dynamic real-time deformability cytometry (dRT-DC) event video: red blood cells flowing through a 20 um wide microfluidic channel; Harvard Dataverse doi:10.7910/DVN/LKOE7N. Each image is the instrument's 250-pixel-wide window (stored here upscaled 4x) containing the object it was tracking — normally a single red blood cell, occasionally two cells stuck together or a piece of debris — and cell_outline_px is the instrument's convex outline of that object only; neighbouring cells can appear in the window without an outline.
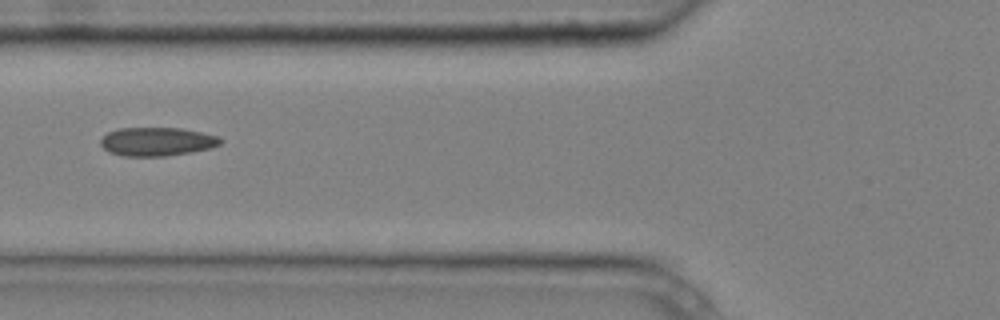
{"species": "common noctule bat (a hibernating species)", "species_latin": "Nyctalus noctula", "temperature_condition": "cold", "stored_images_in_passage": 8, "camera_frame_rate_fps": 3000, "um_per_image_px": 0.085, "animal": {"sex": "male", "body_mass_g": 20.4}, "frame": {"image": 1, "passage_image": 5, "time_ms": 1.333, "image_size_px": [1000, 320], "cell_outline_px": [[224, 140], [220, 144], [212, 148], [192, 152], [164, 156], [124, 156], [108, 152], [100, 144], [100, 140], [108, 132], [120, 128], [180, 128], [220, 136]], "centroid_in_image_um": [13.37, 12.04], "position_along_channel_um": 112.4, "area_um2": 20.06}}
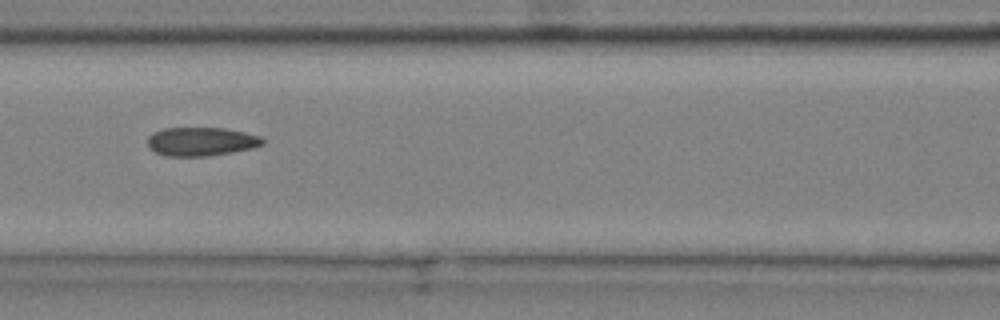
{"frame": {"image": 2, "passage_image": 6, "time_ms": 1.667, "image_size_px": [1000, 320], "cell_outline_px": [[264, 144], [252, 148], [232, 152], [208, 156], [164, 156], [148, 148], [148, 136], [152, 132], [164, 128], [224, 128], [244, 132], [260, 136], [264, 140]], "centroid_in_image_um": [17.07, 12.03], "position_along_channel_um": 149.5, "area_um2": 19.31}}